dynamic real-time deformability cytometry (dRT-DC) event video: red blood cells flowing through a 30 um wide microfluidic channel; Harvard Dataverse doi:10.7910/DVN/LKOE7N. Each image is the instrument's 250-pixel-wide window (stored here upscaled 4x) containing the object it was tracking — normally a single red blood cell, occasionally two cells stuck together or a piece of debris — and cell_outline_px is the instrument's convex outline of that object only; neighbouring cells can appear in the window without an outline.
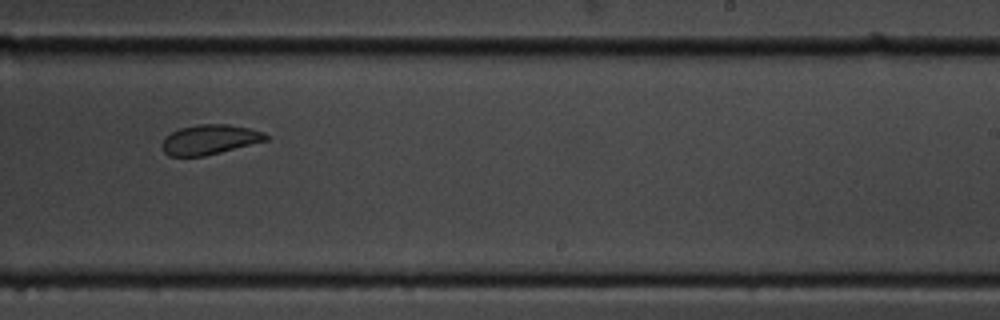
{"species": "common noctule bat (a hibernating species)", "species_latin": "Nyctalus noctula", "temperature_condition": "cold", "stored_images_in_passage": 16, "camera_frame_rate_fps": 3000, "um_per_image_px": 0.085, "animal": {"sex": "male", "body_mass_g": 19.5, "forearm_length_mm": 54.6}, "frame": {"image": 1, "passage_image": 10, "time_ms": 11.0, "image_size_px": [1000, 320], "cell_outline_px": [[268, 140], [204, 156], [168, 156], [164, 152], [160, 144], [164, 136], [180, 128], [196, 124], [228, 124], [248, 128], [264, 132], [268, 136]], "centroid_in_image_um": [17.78, 11.86], "position_along_channel_um": 271.2, "area_um2": 18.09}}
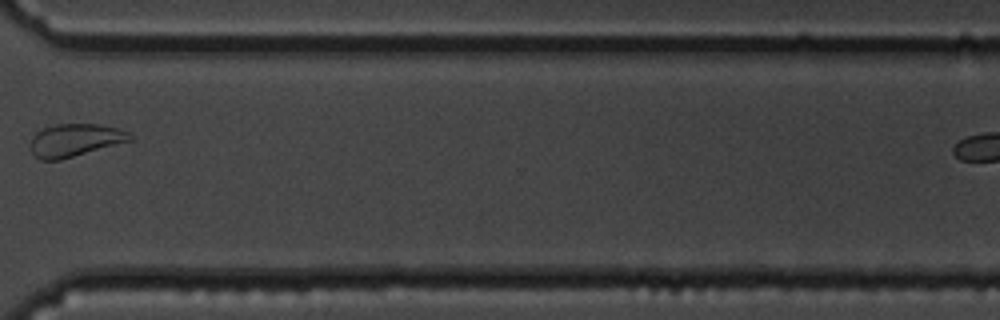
{"frame": {"image": 2, "passage_image": 12, "time_ms": 13.667, "image_size_px": [1000, 320], "cell_outline_px": [[132, 140], [60, 160], [40, 160], [32, 152], [32, 136], [36, 132], [52, 124], [100, 124], [116, 128], [128, 132], [132, 136]], "centroid_in_image_um": [6.37, 11.91], "position_along_channel_um": 364.2, "area_um2": 18.79}, "authors_computed_cell_mechanics": {"area_um2": 20.3167, "velocity_mm_per_s": 3.4931, "shape_relaxation_time_tau1_ms": null, "shape_relaxation_time_tau2_ms": 7.3725, "deformation_change_tau1": null, "deformation_change_tau2": 0.1141}}